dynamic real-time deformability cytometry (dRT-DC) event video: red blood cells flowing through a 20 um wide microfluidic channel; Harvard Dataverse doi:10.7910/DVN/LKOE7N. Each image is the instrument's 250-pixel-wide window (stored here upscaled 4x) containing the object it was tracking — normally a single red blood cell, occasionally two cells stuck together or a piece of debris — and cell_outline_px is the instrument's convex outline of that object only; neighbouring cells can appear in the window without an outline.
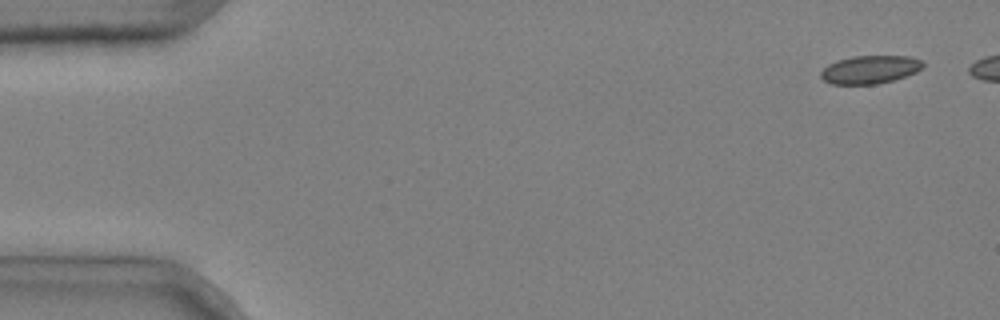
{"species": "common noctule bat (a hibernating species)", "species_latin": "Nyctalus noctula", "temperature_condition": "cold", "stored_images_in_passage": 7, "camera_frame_rate_fps": 3000, "um_per_image_px": 0.085, "animal": {"sex": "male", "body_mass_g": 20.4}, "frame": {"image": 1, "passage_image": 1, "time_ms": 0.0, "image_size_px": [1000, 320], "cell_outline_px": [[924, 64], [916, 72], [892, 80], [876, 84], [832, 84], [824, 80], [820, 76], [820, 72], [828, 64], [836, 60], [852, 56], [908, 56], [924, 60]], "centroid_in_image_um": [73.93, 5.9], "position_along_channel_um": 11.1, "area_um2": 16.7}}